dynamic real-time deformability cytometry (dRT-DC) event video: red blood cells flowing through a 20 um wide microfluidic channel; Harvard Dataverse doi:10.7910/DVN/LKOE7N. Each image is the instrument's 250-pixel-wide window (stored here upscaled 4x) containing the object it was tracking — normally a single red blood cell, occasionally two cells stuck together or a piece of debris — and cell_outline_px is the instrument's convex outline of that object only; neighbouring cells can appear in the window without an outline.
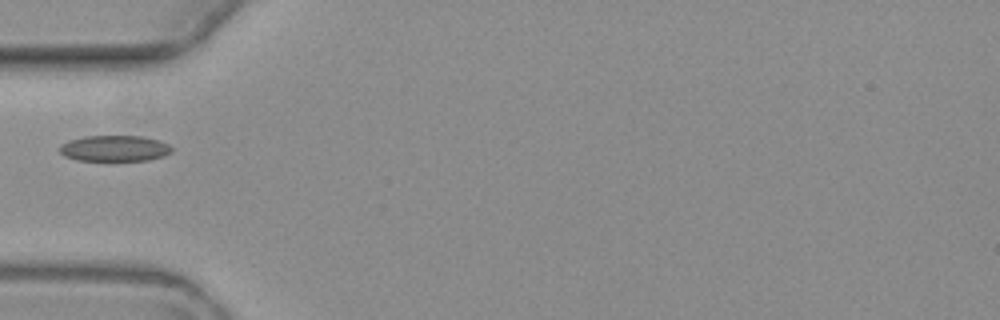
{"species": "common noctule bat (a hibernating species)", "species_latin": "Nyctalus noctula", "temperature_condition": "warm", "stored_images_in_passage": 1, "camera_frame_rate_fps": 3000, "um_per_image_px": 0.085, "animal": {"sex": "female", "body_mass_g": 19.3, "forearm_length_mm": 54.1}, "frame": {"image": 1, "passage_image": 1, "time_ms": 0.0, "image_size_px": [1000, 320], "cell_outline_px": [[172, 152], [164, 156], [148, 160], [76, 160], [64, 156], [60, 152], [60, 144], [68, 140], [84, 136], [140, 136], [160, 140], [168, 144], [172, 148]], "centroid_in_image_um": [9.73, 12.6], "position_along_channel_um": 75.3, "area_um2": 16.99}}